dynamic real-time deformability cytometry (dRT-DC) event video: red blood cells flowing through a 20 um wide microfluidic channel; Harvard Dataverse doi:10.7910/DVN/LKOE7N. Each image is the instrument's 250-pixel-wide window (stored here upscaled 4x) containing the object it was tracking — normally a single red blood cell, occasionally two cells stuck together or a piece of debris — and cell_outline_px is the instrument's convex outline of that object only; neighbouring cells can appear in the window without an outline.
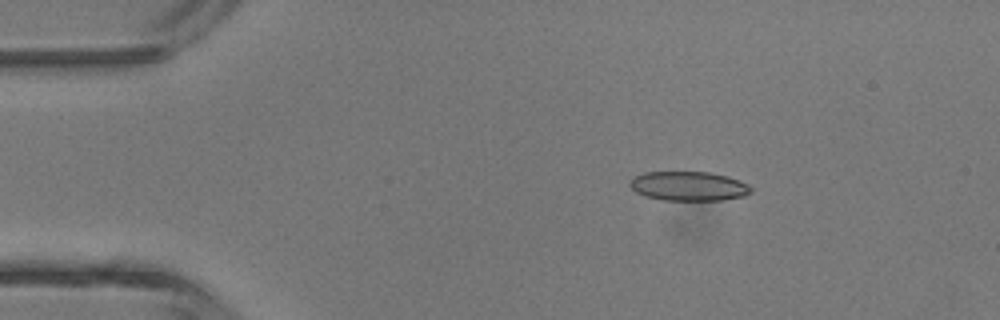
{"species": "common noctule bat (a hibernating species)", "species_latin": "Nyctalus noctula", "temperature_condition": "room temperature", "stored_images_in_passage": 4, "camera_frame_rate_fps": 3000, "um_per_image_px": 0.085, "animal": {"sex": "male", "body_mass_g": 13.3}, "frame": {"image": 1, "passage_image": 3, "time_ms": 2.333, "image_size_px": [1000, 320], "cell_outline_px": [[752, 192], [744, 196], [724, 200], [664, 200], [644, 196], [636, 192], [628, 184], [636, 176], [644, 172], [712, 172], [728, 176], [748, 184], [752, 188]], "centroid_in_image_um": [58.56, 15.82], "position_along_channel_um": 26.4, "area_um2": 20.75}}
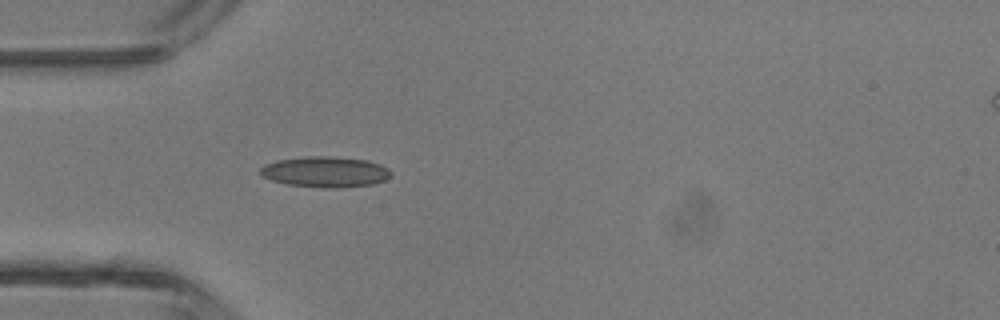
{"frame": {"image": 2, "passage_image": 4, "time_ms": 4.333, "image_size_px": [1000, 320], "cell_outline_px": [[392, 176], [384, 180], [372, 184], [336, 188], [324, 188], [288, 184], [272, 180], [264, 176], [260, 172], [260, 168], [264, 164], [276, 160], [308, 156], [336, 156], [368, 160], [380, 164], [388, 168], [392, 172]], "centroid_in_image_um": [27.68, 14.59], "position_along_channel_um": 57.3, "area_um2": 23.47}}